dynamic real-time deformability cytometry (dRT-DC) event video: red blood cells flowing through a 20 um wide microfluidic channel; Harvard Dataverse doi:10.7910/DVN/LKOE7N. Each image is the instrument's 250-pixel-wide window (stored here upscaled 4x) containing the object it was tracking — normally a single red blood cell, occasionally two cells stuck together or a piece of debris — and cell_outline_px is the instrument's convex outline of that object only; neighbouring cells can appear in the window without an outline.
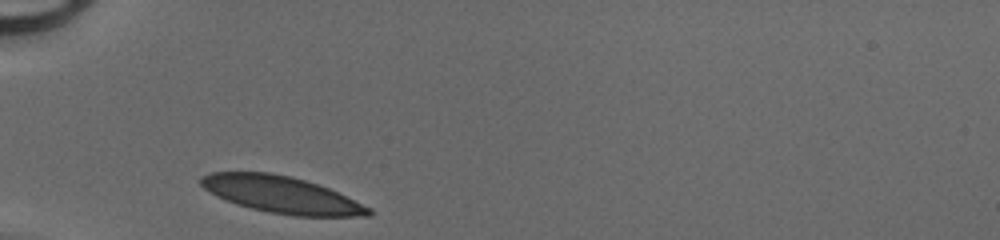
{"species": "human", "species_latin": "Homo sapiens", "temperature_condition": "cold", "stored_images_in_passage": 25, "camera_frame_rate_fps": 3000, "um_per_image_px": 0.085, "donor": {"sex": "male"}, "frame": {"image": 1, "passage_image": 1, "time_ms": 0.0, "image_size_px": [1000, 240], "cell_outline_px": [[372, 216], [292, 216], [268, 212], [236, 204], [216, 196], [204, 188], [200, 184], [200, 176], [208, 172], [268, 172], [288, 176], [304, 180], [328, 188], [372, 208]], "centroid_in_image_um": [23.91, 16.55], "position_along_channel_um": 61.1, "area_um2": 35.78}}
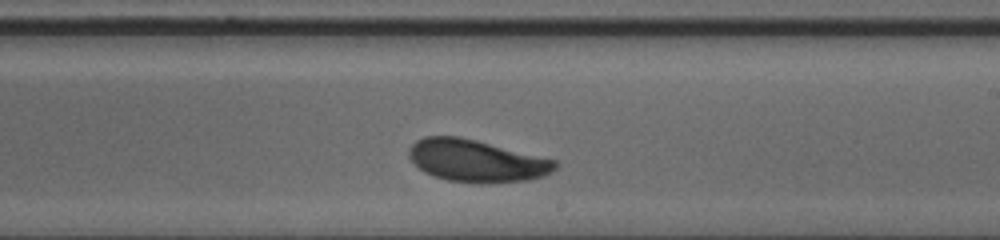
{"frame": {"image": 2, "passage_image": 15, "time_ms": 4.667, "image_size_px": [1000, 240], "cell_outline_px": [[560, 164], [552, 172], [544, 176], [528, 180], [488, 184], [480, 184], [448, 180], [432, 176], [424, 172], [408, 156], [408, 148], [416, 140], [424, 136], [456, 136], [476, 140], [556, 160]], "centroid_in_image_um": [40.51, 13.68], "position_along_channel_um": 248.5, "area_um2": 36.18}}
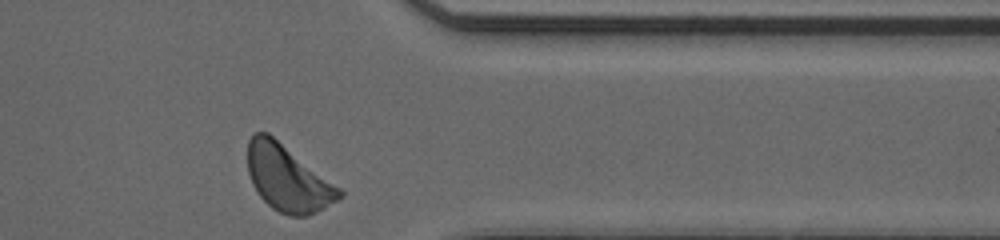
{"frame": {"image": 3, "passage_image": 25, "time_ms": 8.0, "image_size_px": [1000, 240], "cell_outline_px": [[344, 196], [324, 208], [308, 216], [288, 216], [272, 208], [260, 196], [252, 184], [248, 172], [248, 140], [252, 132], [268, 132], [340, 188], [344, 192]], "centroid_in_image_um": [24.44, 15.15], "position_along_channel_um": 387.0, "area_um2": 35.14}}